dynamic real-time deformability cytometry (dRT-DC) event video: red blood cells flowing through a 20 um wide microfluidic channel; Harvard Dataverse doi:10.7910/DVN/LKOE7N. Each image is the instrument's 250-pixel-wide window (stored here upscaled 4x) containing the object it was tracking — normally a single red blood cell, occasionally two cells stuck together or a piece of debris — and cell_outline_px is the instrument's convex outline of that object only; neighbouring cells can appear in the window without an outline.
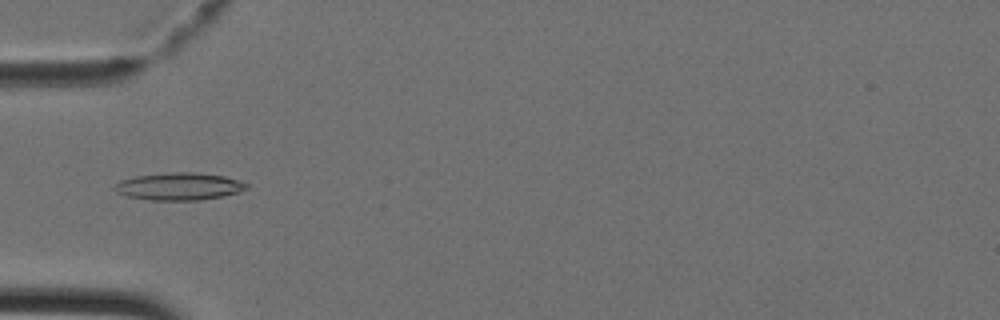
{"species": "Egyptian fruit bat (a non-hibernating species)", "species_latin": "Rousettus aegyptiacus", "temperature_condition": "cold", "stored_images_in_passage": 43, "camera_frame_rate_fps": 3000, "um_per_image_px": 0.085, "animal": {"sex": "female"}, "frame": {"image": 1, "passage_image": 14, "time_ms": 4.333, "image_size_px": [1000, 320], "cell_outline_px": [[248, 188], [240, 192], [224, 196], [200, 200], [152, 200], [128, 196], [116, 192], [112, 188], [120, 180], [136, 176], [172, 172], [196, 172], [224, 176], [240, 180], [248, 184]], "centroid_in_image_um": [15.25, 15.84], "position_along_channel_um": 69.7, "area_um2": 21.15}}
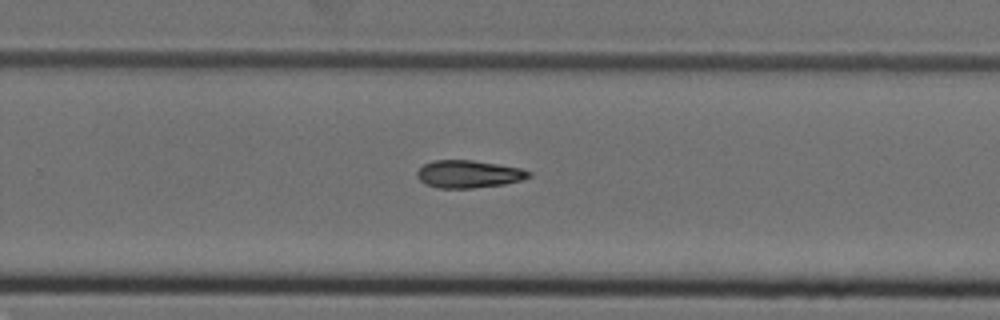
{"frame": {"image": 2, "passage_image": 28, "time_ms": 9.0, "image_size_px": [1000, 320], "cell_outline_px": [[532, 176], [524, 180], [504, 184], [472, 188], [436, 188], [424, 184], [416, 176], [416, 172], [424, 164], [432, 160], [472, 160], [520, 168], [532, 172]], "centroid_in_image_um": [39.82, 14.8], "position_along_channel_um": 290.0, "area_um2": 18.09}}
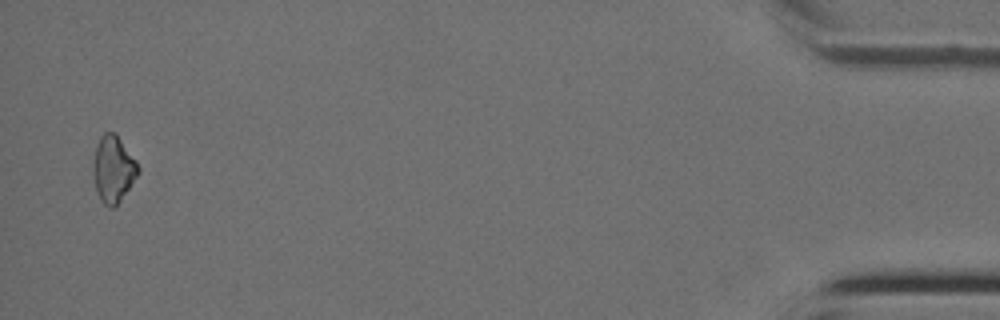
{"frame": {"image": 3, "passage_image": 42, "time_ms": 13.667, "image_size_px": [1000, 320], "cell_outline_px": [[140, 172], [116, 208], [112, 208], [104, 204], [100, 200], [96, 188], [92, 172], [92, 164], [96, 144], [100, 136], [104, 132], [116, 132], [136, 160], [140, 168]], "centroid_in_image_um": [9.63, 14.36], "position_along_channel_um": 425.6, "area_um2": 17.86}}